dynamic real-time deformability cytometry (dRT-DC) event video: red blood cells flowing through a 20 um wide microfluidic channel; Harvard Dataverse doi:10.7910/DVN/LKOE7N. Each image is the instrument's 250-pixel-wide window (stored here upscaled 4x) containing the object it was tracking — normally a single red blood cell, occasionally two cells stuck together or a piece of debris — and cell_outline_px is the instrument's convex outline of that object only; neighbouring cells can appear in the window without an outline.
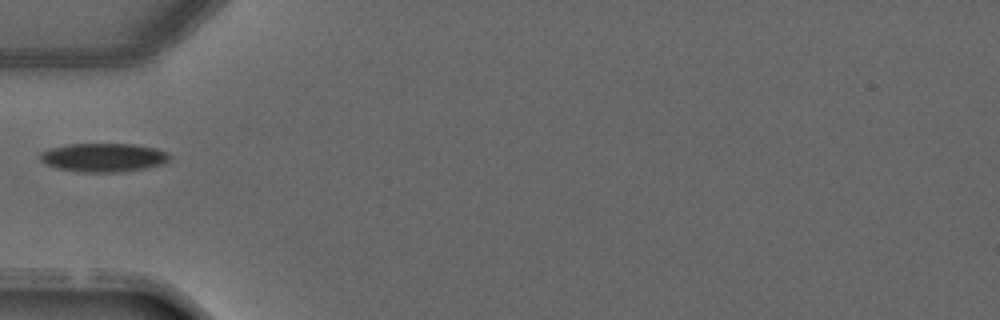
{"species": "common noctule bat (a hibernating species)", "species_latin": "Nyctalus noctula", "temperature_condition": "warm", "stored_images_in_passage": 4, "camera_frame_rate_fps": 3000, "um_per_image_px": 0.085, "animal": {"sex": "male", "forearm_length_mm": 52.5}, "frame": {"image": 1, "passage_image": 4, "time_ms": 3.333, "image_size_px": [1000, 320], "cell_outline_px": [[168, 160], [160, 164], [144, 168], [116, 172], [80, 172], [56, 168], [44, 164], [40, 160], [40, 152], [52, 148], [68, 144], [136, 144], [156, 148], [168, 152]], "centroid_in_image_um": [8.75, 13.38], "position_along_channel_um": 76.3, "area_um2": 21.5}}